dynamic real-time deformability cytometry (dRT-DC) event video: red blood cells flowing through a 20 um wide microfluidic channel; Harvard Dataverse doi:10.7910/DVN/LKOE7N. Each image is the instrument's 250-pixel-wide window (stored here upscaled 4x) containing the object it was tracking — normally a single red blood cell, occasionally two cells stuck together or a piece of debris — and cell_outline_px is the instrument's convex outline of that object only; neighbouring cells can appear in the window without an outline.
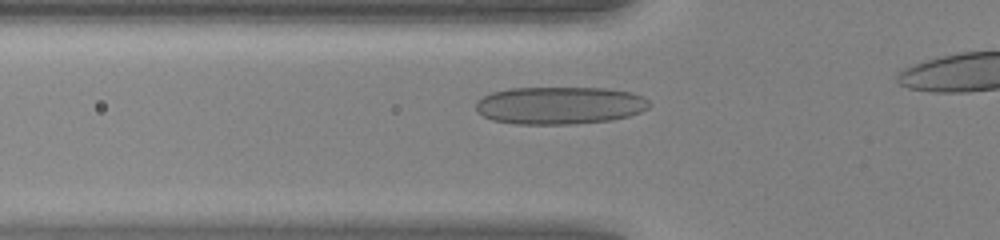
{"species": "human", "species_latin": "Homo sapiens", "temperature_condition": "warm", "stored_images_in_passage": 31, "camera_frame_rate_fps": 3000, "um_per_image_px": 0.085, "donor": {"sex": "female"}, "frame": {"image": 1, "passage_image": 6, "time_ms": 1.667, "image_size_px": [1000, 240], "cell_outline_px": [[652, 104], [648, 108], [640, 112], [628, 116], [612, 120], [576, 124], [516, 124], [492, 120], [476, 112], [476, 100], [492, 92], [508, 88], [608, 88], [632, 92], [648, 100]], "centroid_in_image_um": [47.57, 8.96], "position_along_channel_um": 78.2, "area_um2": 38.26}}
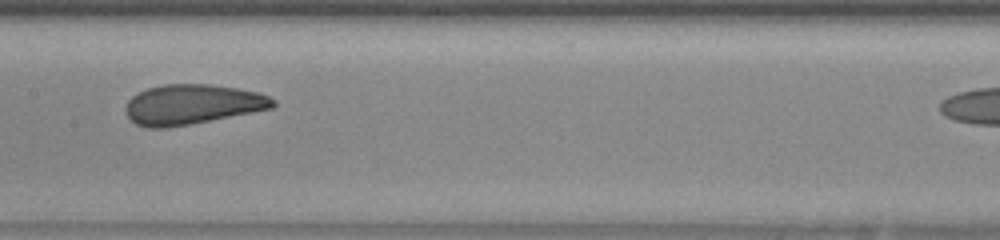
{"frame": {"image": 2, "passage_image": 14, "time_ms": 4.333, "image_size_px": [1000, 240], "cell_outline_px": [[276, 104], [272, 108], [252, 112], [168, 128], [148, 128], [136, 124], [124, 112], [124, 108], [128, 100], [132, 96], [148, 88], [164, 84], [208, 84], [236, 88], [260, 92], [276, 100]], "centroid_in_image_um": [16.32, 8.87], "position_along_channel_um": 191.1, "area_um2": 34.22}}
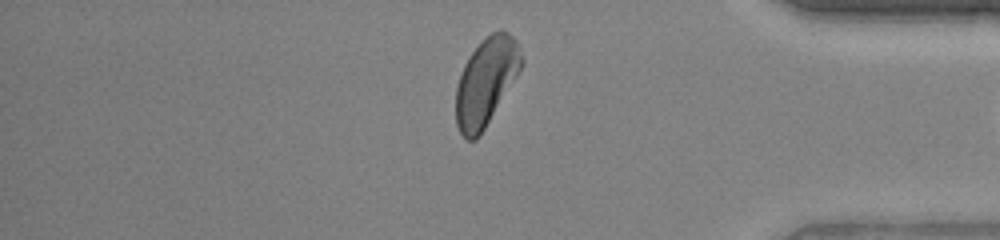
{"frame": {"image": 3, "passage_image": 30, "time_ms": 9.667, "image_size_px": [1000, 240], "cell_outline_px": [[524, 64], [480, 136], [476, 140], [468, 140], [460, 132], [456, 124], [456, 88], [464, 64], [472, 52], [492, 32], [508, 32], [516, 40], [524, 60]], "centroid_in_image_um": [41.32, 6.98], "position_along_channel_um": 393.9, "area_um2": 32.95}}